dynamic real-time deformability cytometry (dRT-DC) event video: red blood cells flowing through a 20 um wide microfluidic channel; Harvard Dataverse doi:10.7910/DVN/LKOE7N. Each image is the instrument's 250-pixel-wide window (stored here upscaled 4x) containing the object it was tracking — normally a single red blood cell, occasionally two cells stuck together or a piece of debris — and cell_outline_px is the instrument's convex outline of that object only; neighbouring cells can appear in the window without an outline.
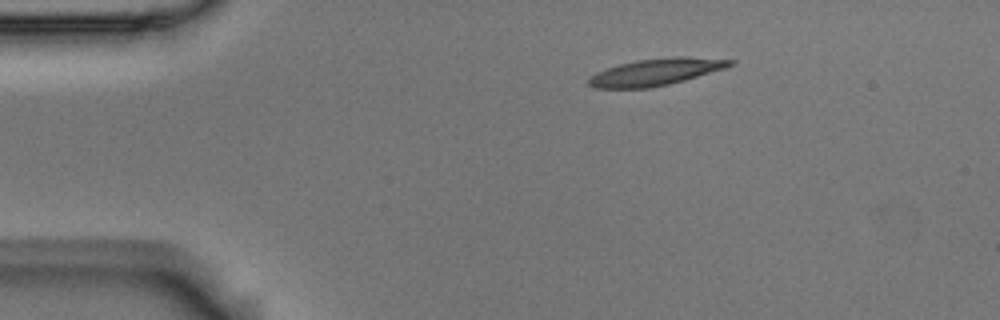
{"species": "Egyptian fruit bat (a non-hibernating species)", "species_latin": "Rousettus aegyptiacus", "temperature_condition": "room temperature", "stored_images_in_passage": 46, "camera_frame_rate_fps": 3000, "um_per_image_px": 0.085, "animal": {"sex": "male"}, "frame": {"image": 1, "passage_image": 1, "time_ms": 0.0, "image_size_px": [1000, 320], "cell_outline_px": [[736, 64], [724, 68], [684, 80], [668, 84], [648, 88], [592, 88], [588, 84], [588, 80], [596, 72], [620, 64], [636, 60], [676, 56], [684, 56], [736, 60]], "centroid_in_image_um": [55.76, 6.11], "position_along_channel_um": 29.2, "area_um2": 21.96}}
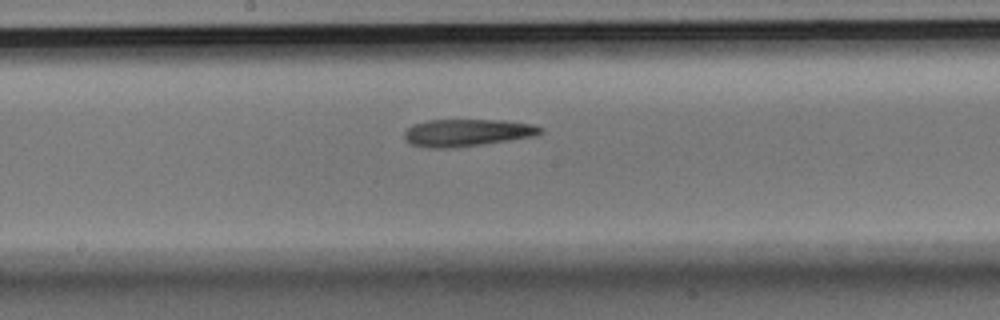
{"frame": {"image": 2, "passage_image": 20, "time_ms": 6.333, "image_size_px": [1000, 320], "cell_outline_px": [[544, 132], [536, 136], [480, 144], [448, 148], [428, 148], [412, 144], [404, 140], [404, 132], [412, 124], [428, 120], [504, 120], [532, 124], [544, 128]], "centroid_in_image_um": [39.7, 11.27], "position_along_channel_um": 208.5, "area_um2": 21.62}}
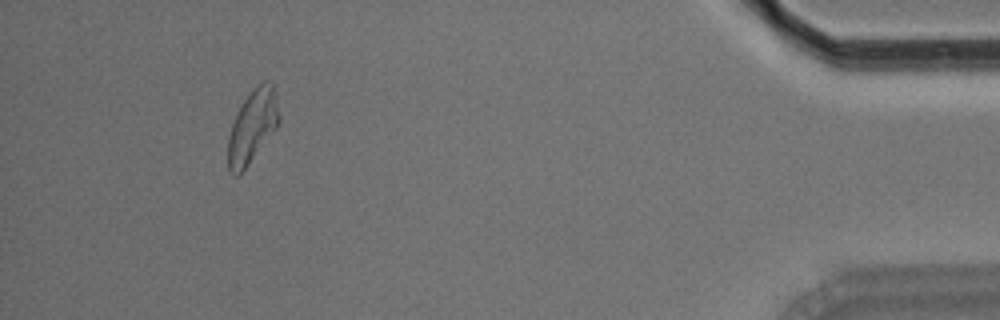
{"frame": {"image": 3, "passage_image": 42, "time_ms": 13.667, "image_size_px": [1000, 320], "cell_outline_px": [[280, 120], [276, 128], [240, 176], [236, 176], [228, 172], [228, 140], [232, 124], [244, 100], [252, 88], [256, 84], [264, 80], [272, 84], [280, 116]], "centroid_in_image_um": [21.44, 10.78], "position_along_channel_um": 413.8, "area_um2": 21.56}}